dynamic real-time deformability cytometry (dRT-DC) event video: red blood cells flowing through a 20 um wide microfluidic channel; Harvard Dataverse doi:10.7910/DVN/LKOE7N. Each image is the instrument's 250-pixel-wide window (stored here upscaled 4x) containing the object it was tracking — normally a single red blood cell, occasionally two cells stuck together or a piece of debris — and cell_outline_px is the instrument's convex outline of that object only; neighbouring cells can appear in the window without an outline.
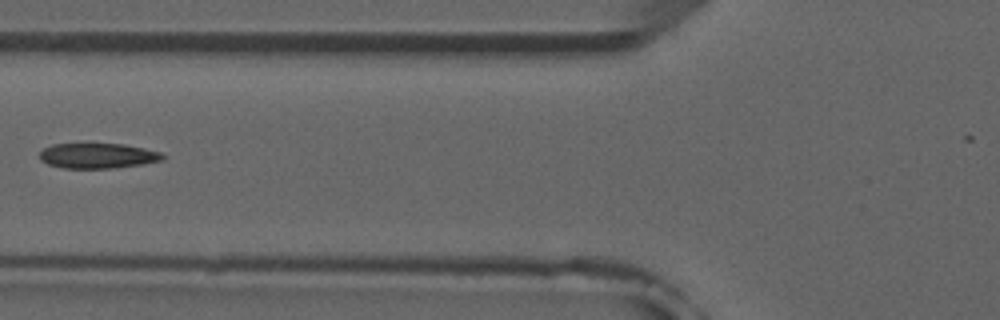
{"species": "common noctule bat (a hibernating species)", "species_latin": "Nyctalus noctula", "temperature_condition": "room temperature", "stored_images_in_passage": 6, "camera_frame_rate_fps": 3000, "um_per_image_px": 0.085, "animal": {"sex": "male", "forearm_length_mm": 52.5}, "frame": {"image": 1, "passage_image": 6, "time_ms": 6.0, "image_size_px": [1000, 320], "cell_outline_px": [[168, 156], [164, 160], [140, 164], [112, 168], [64, 168], [48, 164], [40, 160], [40, 152], [44, 148], [52, 144], [124, 144], [144, 148], [160, 152]], "centroid_in_image_um": [8.33, 13.24], "position_along_channel_um": 117.5, "area_um2": 18.03}}